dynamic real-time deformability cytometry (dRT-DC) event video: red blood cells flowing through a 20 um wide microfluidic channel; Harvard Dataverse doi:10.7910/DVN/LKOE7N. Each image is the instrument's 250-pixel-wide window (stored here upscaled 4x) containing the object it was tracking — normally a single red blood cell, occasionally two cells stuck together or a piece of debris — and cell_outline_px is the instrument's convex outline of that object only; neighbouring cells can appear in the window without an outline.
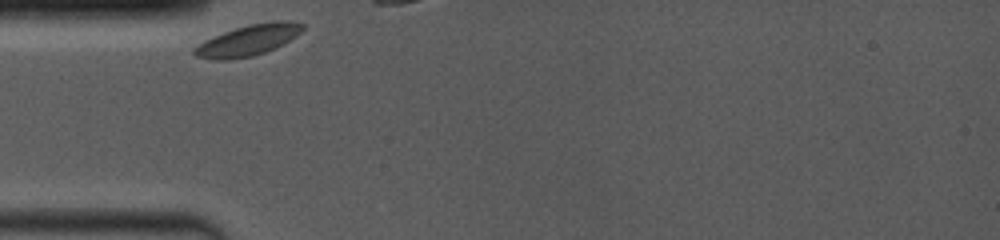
{"species": "common noctule bat (a hibernating species)", "species_latin": "Nyctalus noctula", "temperature_condition": "room temperature", "stored_images_in_passage": 5, "camera_frame_rate_fps": 4000, "um_per_image_px": 0.085, "animal": {"sex": "female", "body_mass_g": 19.0, "forearm_length_mm": 53.3}, "frame": {"image": 1, "passage_image": 1, "time_ms": 0.0, "image_size_px": [1000, 240], "cell_outline_px": [[304, 28], [296, 36], [264, 52], [252, 56], [228, 60], [216, 60], [196, 56], [192, 52], [192, 48], [204, 40], [224, 32], [248, 24], [272, 20], [288, 20], [304, 24]], "centroid_in_image_um": [21.06, 3.41], "position_along_channel_um": 63.9, "area_um2": 19.36}}